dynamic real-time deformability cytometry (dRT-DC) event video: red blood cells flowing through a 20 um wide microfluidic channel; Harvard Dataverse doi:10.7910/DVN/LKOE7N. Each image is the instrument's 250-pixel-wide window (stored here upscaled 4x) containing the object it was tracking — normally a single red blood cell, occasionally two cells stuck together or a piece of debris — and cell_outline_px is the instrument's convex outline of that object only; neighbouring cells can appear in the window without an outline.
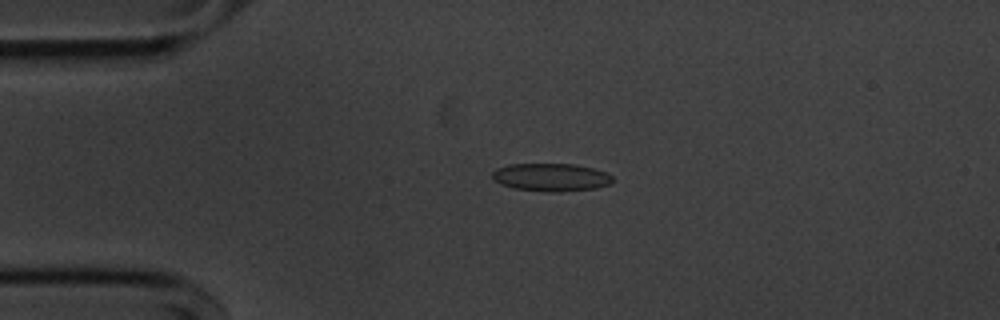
{"species": "common noctule bat (a hibernating species)", "species_latin": "Nyctalus noctula", "temperature_condition": "cold", "stored_images_in_passage": 44, "camera_frame_rate_fps": 3000, "um_per_image_px": 0.085, "animal": {"sex": "male", "body_mass_g": 20.1, "forearm_length_mm": 53.5}, "frame": {"image": 1, "passage_image": 2, "time_ms": 0.333, "image_size_px": [1000, 320], "cell_outline_px": [[612, 184], [596, 188], [560, 192], [552, 192], [516, 188], [500, 184], [492, 176], [492, 172], [496, 168], [508, 164], [576, 164], [608, 172], [612, 176]], "centroid_in_image_um": [46.88, 15.06], "position_along_channel_um": 38.1, "area_um2": 19.59}}
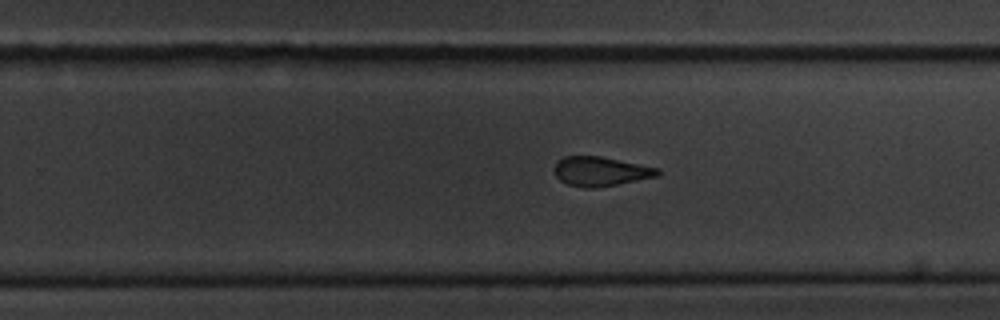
{"frame": {"image": 2, "passage_image": 24, "time_ms": 7.667, "image_size_px": [1000, 320], "cell_outline_px": [[660, 176], [596, 188], [584, 188], [568, 184], [560, 180], [556, 176], [552, 168], [564, 156], [600, 156], [660, 168]], "centroid_in_image_um": [51.07, 14.57], "position_along_channel_um": 278.7, "area_um2": 17.74}}
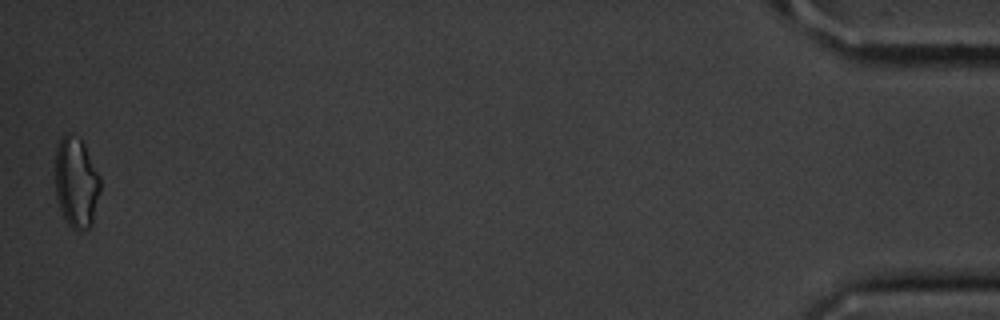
{"frame": {"image": 3, "passage_image": 44, "time_ms": 14.333, "image_size_px": [1000, 320], "cell_outline_px": [[100, 192], [92, 224], [88, 228], [80, 232], [76, 232], [68, 224], [60, 208], [56, 196], [56, 148], [64, 132], [68, 132], [80, 140], [84, 144], [100, 176]], "centroid_in_image_um": [6.49, 15.54], "position_along_channel_um": 428.7, "area_um2": 23.76}, "authors_computed_cell_mechanics": {"area_um2": 18.4671, "velocity_mm_per_s": 3.6412, "shape_relaxation_time_tau1_ms": 3.3764, "shape_relaxation_time_tau2_ms": 3.4988, "deformation_change_tau1": 0.1084, "deformation_change_tau2": 0.1178}}